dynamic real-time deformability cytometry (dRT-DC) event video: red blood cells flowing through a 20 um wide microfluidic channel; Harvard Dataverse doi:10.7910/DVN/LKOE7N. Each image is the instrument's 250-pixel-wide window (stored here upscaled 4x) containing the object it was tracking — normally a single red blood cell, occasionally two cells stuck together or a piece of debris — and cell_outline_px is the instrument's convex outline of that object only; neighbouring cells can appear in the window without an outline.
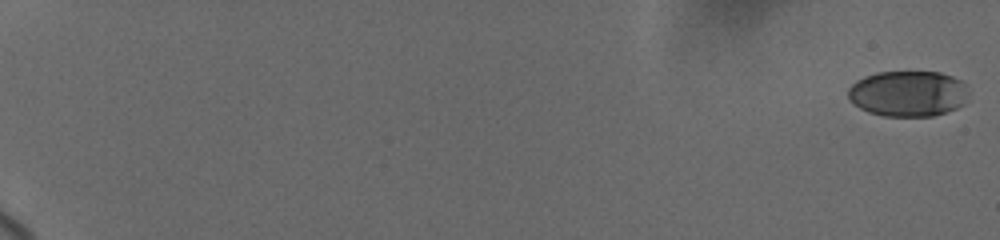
{"species": "human", "species_latin": "Homo sapiens", "temperature_condition": "cold", "stored_images_in_passage": 60, "camera_frame_rate_fps": 3000, "um_per_image_px": 0.085, "donor": {"sex": "female"}, "frame": {"image": 1, "passage_image": 1, "time_ms": 0.0, "image_size_px": [1000, 240], "cell_outline_px": [[968, 92], [964, 104], [956, 108], [932, 116], [884, 116], [868, 112], [860, 108], [848, 96], [848, 88], [856, 80], [864, 76], [876, 72], [940, 72], [952, 76], [960, 80], [964, 84]], "centroid_in_image_um": [77.18, 7.95], "position_along_channel_um": 7.8, "area_um2": 32.08}}
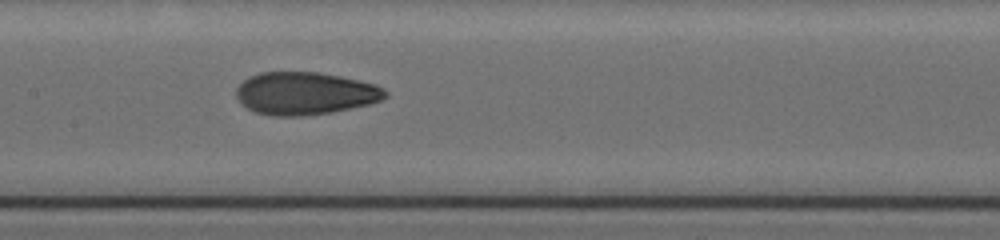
{"frame": {"image": 2, "passage_image": 32, "time_ms": 11.0, "image_size_px": [1000, 240], "cell_outline_px": [[388, 96], [380, 100], [368, 104], [332, 112], [300, 116], [272, 116], [256, 112], [248, 108], [236, 96], [236, 88], [244, 80], [260, 72], [320, 72], [360, 80], [376, 84], [384, 88], [388, 92]], "centroid_in_image_um": [25.96, 7.93], "position_along_channel_um": 181.4, "area_um2": 36.93}}
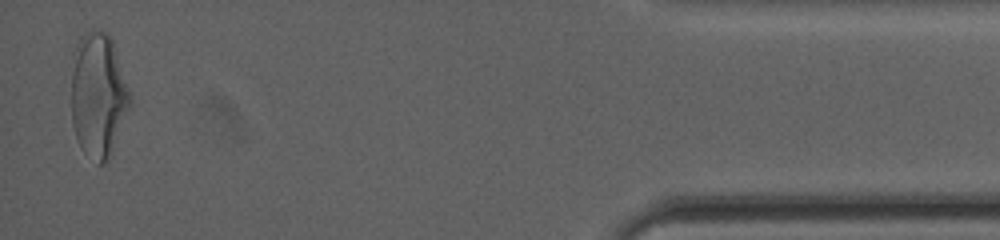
{"frame": {"image": 3, "passage_image": 58, "time_ms": 19.333, "image_size_px": [1000, 240], "cell_outline_px": [[132, 104], [112, 156], [108, 160], [100, 164], [96, 164], [80, 148], [72, 124], [72, 52], [76, 44], [84, 32], [92, 28], [108, 32], [112, 40], [132, 100]], "centroid_in_image_um": [8.35, 8.11], "position_along_channel_um": 426.8, "area_um2": 43.41}, "authors_computed_cell_mechanics": {"area_um2": 36.3273, "velocity_mm_per_s": 3.6916, "shape_relaxation_time_tau1_ms": 8.1255, "shape_relaxation_time_tau2_ms": 1.2794, "deformation_change_tau1": 0.2142, "deformation_change_tau2": 0.0697}}